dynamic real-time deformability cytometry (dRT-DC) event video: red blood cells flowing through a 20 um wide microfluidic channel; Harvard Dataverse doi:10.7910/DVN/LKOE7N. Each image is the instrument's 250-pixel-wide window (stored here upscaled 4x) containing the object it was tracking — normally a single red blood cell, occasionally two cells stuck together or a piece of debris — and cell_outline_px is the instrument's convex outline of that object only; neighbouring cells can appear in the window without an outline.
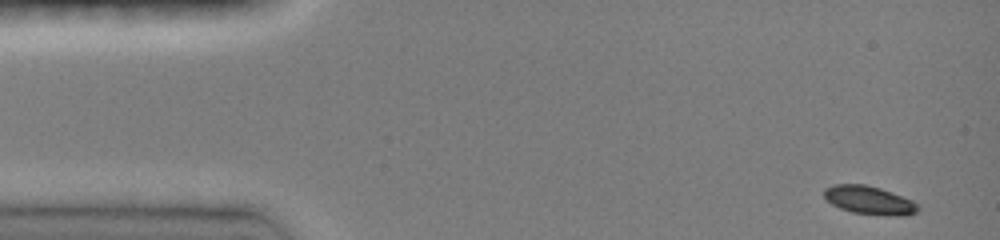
{"species": "common noctule bat (a hibernating species)", "species_latin": "Nyctalus noctula", "temperature_condition": "room temperature", "stored_images_in_passage": 63, "camera_frame_rate_fps": 3000, "um_per_image_px": 0.085, "animal": {"sex": "female", "body_mass_g": 19.0, "forearm_length_mm": 51.5}, "frame": {"image": 1, "passage_image": 1, "time_ms": 0.0, "image_size_px": [1000, 240], "cell_outline_px": [[920, 208], [916, 212], [908, 216], [896, 216], [852, 212], [840, 208], [832, 204], [824, 196], [824, 188], [832, 184], [864, 184], [880, 188], [892, 192], [912, 200], [920, 204]], "centroid_in_image_um": [73.92, 17.01], "position_along_channel_um": 11.1, "area_um2": 15.61}}
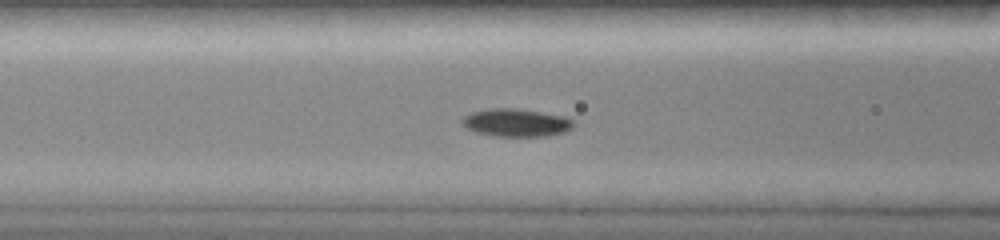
{"frame": {"image": 2, "passage_image": 24, "time_ms": 5.333, "image_size_px": [1000, 240], "cell_outline_px": [[576, 120], [572, 128], [564, 132], [548, 136], [496, 136], [476, 132], [468, 128], [460, 120], [468, 112], [488, 108], [516, 108], [564, 116]], "centroid_in_image_um": [43.88, 10.41], "position_along_channel_um": 122.7, "area_um2": 18.21}}
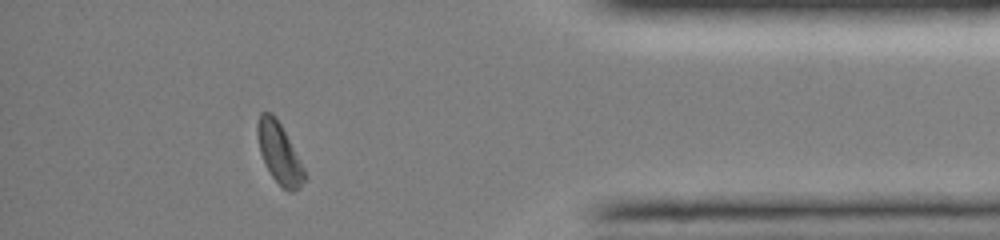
{"frame": {"image": 3, "passage_image": 57, "time_ms": 13.0, "image_size_px": [1000, 240], "cell_outline_px": [[308, 176], [300, 188], [292, 192], [288, 192], [272, 176], [264, 164], [260, 152], [256, 136], [256, 124], [260, 112], [272, 112], [276, 116], [300, 160]], "centroid_in_image_um": [23.72, 13.01], "position_along_channel_um": 411.5, "area_um2": 16.82}, "authors_computed_cell_mechanics": {"area_um2": 16.8198, "velocity_mm_per_s": 4.0868, "shape_relaxation_time_tau1_ms": 1.7229, "shape_relaxation_time_tau2_ms": null, "deformation_change_tau1": 0.1083, "deformation_change_tau2": null}}